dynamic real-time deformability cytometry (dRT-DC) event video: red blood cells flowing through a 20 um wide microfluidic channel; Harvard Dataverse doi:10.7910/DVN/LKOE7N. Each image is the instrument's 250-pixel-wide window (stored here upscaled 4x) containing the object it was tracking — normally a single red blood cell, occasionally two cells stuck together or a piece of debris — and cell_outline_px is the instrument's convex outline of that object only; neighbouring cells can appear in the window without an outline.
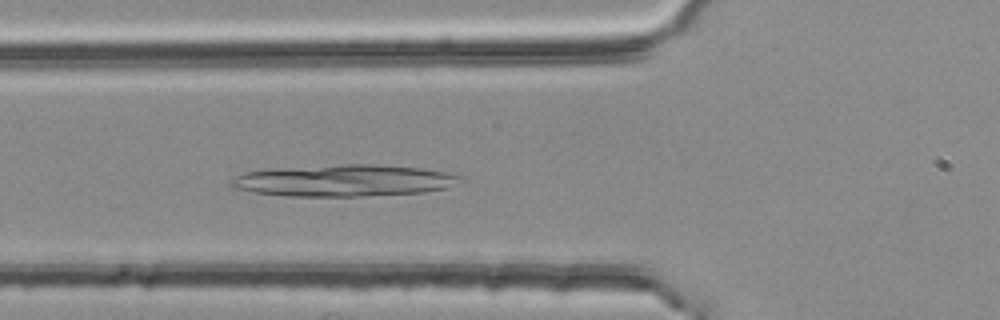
{"species": "common noctule bat (a hibernating species)", "species_latin": "Nyctalus noctula", "temperature_condition": "room temperature", "stored_images_in_passage": 39, "camera_frame_rate_fps": 3000, "um_per_image_px": 0.085, "animal": {"sex": "female", "body_mass_g": 25.1}, "frame": {"image": 1, "passage_image": 14, "time_ms": 4.333, "image_size_px": [1000, 320], "cell_outline_px": [[464, 180], [448, 188], [424, 192], [364, 196], [288, 196], [252, 192], [228, 188], [228, 184], [236, 176], [244, 172], [272, 168], [344, 164], [376, 164], [424, 168], [448, 172], [464, 176]], "centroid_in_image_um": [29.25, 15.34], "position_along_channel_um": 96.6, "area_um2": 43.06}}
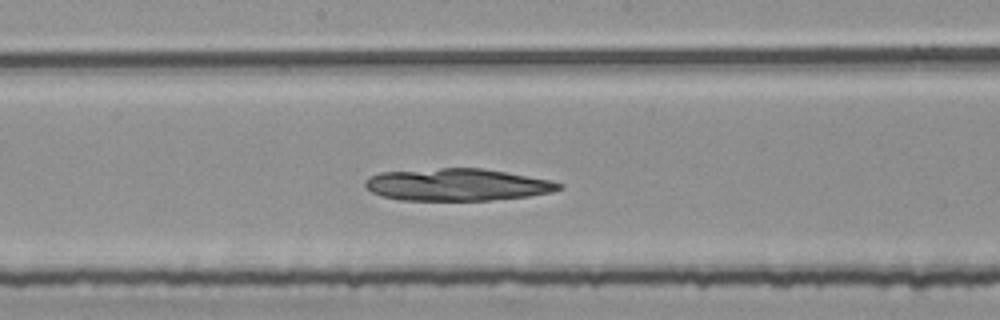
{"frame": {"image": 2, "passage_image": 23, "time_ms": 7.333, "image_size_px": [1000, 320], "cell_outline_px": [[564, 188], [552, 192], [528, 196], [488, 200], [400, 200], [384, 196], [372, 192], [364, 184], [364, 180], [368, 176], [380, 172], [440, 168], [480, 168], [504, 172], [548, 180], [564, 184]], "centroid_in_image_um": [38.83, 15.7], "position_along_channel_um": 209.4, "area_um2": 36.13}}
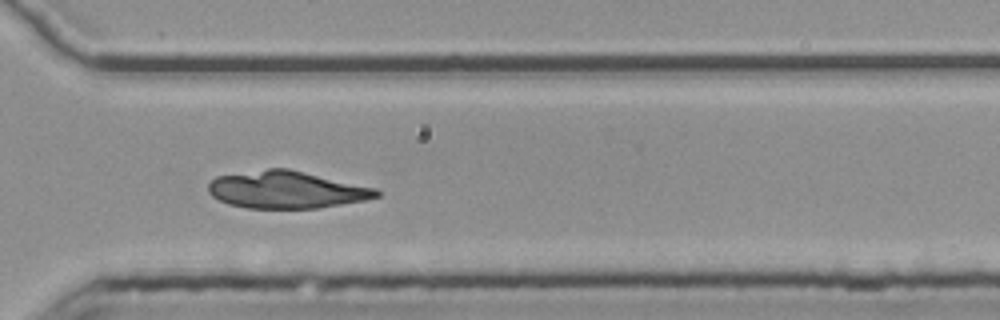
{"frame": {"image": 3, "passage_image": 34, "time_ms": 11.0, "image_size_px": [1000, 320], "cell_outline_px": [[380, 196], [364, 200], [320, 208], [248, 208], [228, 204], [212, 196], [208, 192], [208, 184], [216, 176], [268, 168], [288, 168], [376, 188], [380, 192]], "centroid_in_image_um": [24.34, 16.12], "position_along_channel_um": 346.3, "area_um2": 36.47}}